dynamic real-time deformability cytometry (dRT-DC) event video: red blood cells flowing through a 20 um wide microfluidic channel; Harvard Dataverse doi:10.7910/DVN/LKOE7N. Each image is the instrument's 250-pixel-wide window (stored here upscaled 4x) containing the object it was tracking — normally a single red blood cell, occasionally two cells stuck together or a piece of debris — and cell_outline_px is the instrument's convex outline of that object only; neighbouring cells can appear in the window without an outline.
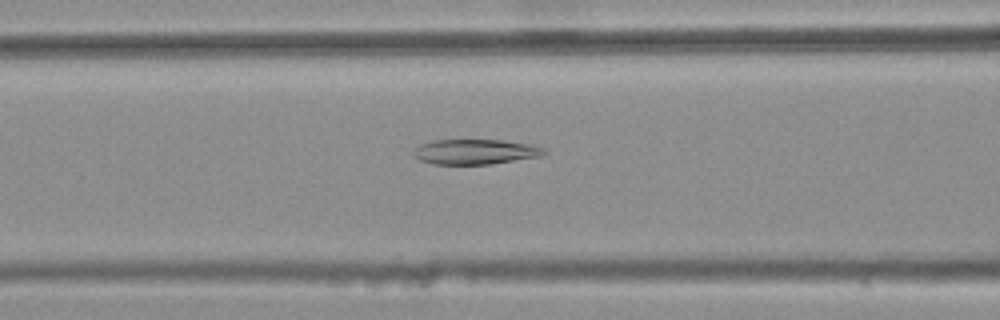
{"species": "common noctule bat (a hibernating species)", "species_latin": "Nyctalus noctula", "temperature_condition": "warm", "stored_images_in_passage": 36, "camera_frame_rate_fps": 3000, "um_per_image_px": 0.085, "animal": {"sex": "female", "body_mass_g": 25.1}, "frame": {"image": 1, "passage_image": 10, "time_ms": 3.0, "image_size_px": [1000, 320], "cell_outline_px": [[548, 152], [540, 156], [492, 164], [432, 164], [420, 160], [412, 152], [420, 144], [432, 140], [504, 140], [532, 144], [544, 148]], "centroid_in_image_um": [40.42, 12.89], "position_along_channel_um": 126.2, "area_um2": 19.13}}
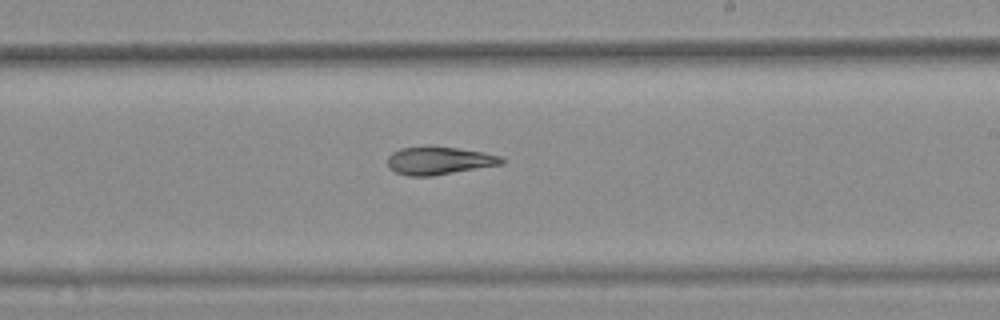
{"frame": {"image": 2, "passage_image": 20, "time_ms": 6.333, "image_size_px": [1000, 320], "cell_outline_px": [[504, 164], [432, 176], [408, 176], [396, 172], [388, 168], [388, 156], [392, 152], [400, 148], [456, 148], [484, 152], [500, 156], [504, 160]], "centroid_in_image_um": [37.33, 13.68], "position_along_channel_um": 251.7, "area_um2": 18.15}}
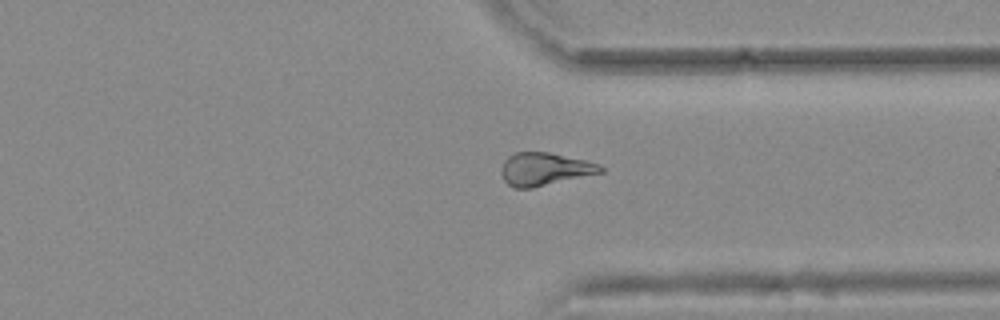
{"frame": {"image": 3, "passage_image": 29, "time_ms": 9.333, "image_size_px": [1000, 320], "cell_outline_px": [[604, 172], [532, 188], [516, 188], [508, 184], [504, 180], [500, 172], [500, 168], [504, 160], [508, 156], [516, 152], [548, 152], [588, 160], [600, 164], [604, 168]], "centroid_in_image_um": [46.3, 14.36], "position_along_channel_um": 365.1, "area_um2": 19.19}, "authors_computed_cell_mechanics": {"area_um2": 19.1896, "velocity_mm_per_s": 3.7754, "shape_relaxation_time_tau1_ms": null, "shape_relaxation_time_tau2_ms": 9.5596, "deformation_change_tau1": null, "deformation_change_tau2": 0.1775}}